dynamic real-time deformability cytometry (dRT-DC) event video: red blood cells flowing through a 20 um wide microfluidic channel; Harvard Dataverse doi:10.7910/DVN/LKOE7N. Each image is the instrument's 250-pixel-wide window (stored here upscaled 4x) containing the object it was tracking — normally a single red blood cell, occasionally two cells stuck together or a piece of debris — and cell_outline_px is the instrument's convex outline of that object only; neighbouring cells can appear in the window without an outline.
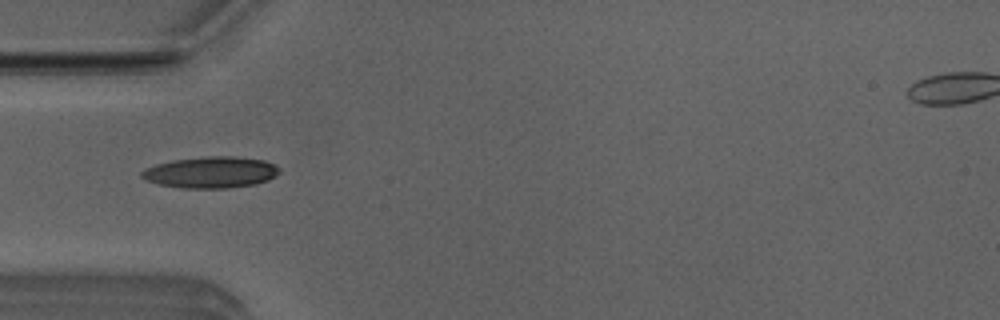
{"species": "Egyptian fruit bat (a non-hibernating species)", "species_latin": "Rousettus aegyptiacus", "temperature_condition": "room temperature", "stored_images_in_passage": 6, "camera_frame_rate_fps": 3000, "um_per_image_px": 0.085, "animal": {"sex": "male"}, "frame": {"image": 1, "passage_image": 4, "time_ms": 1.0, "image_size_px": [1000, 320], "cell_outline_px": [[280, 172], [276, 176], [268, 180], [256, 184], [228, 188], [180, 188], [160, 184], [148, 180], [140, 176], [140, 172], [144, 168], [156, 164], [172, 160], [208, 156], [236, 156], [264, 160], [280, 168]], "centroid_in_image_um": [17.93, 14.64], "position_along_channel_um": 67.1, "area_um2": 25.26}}